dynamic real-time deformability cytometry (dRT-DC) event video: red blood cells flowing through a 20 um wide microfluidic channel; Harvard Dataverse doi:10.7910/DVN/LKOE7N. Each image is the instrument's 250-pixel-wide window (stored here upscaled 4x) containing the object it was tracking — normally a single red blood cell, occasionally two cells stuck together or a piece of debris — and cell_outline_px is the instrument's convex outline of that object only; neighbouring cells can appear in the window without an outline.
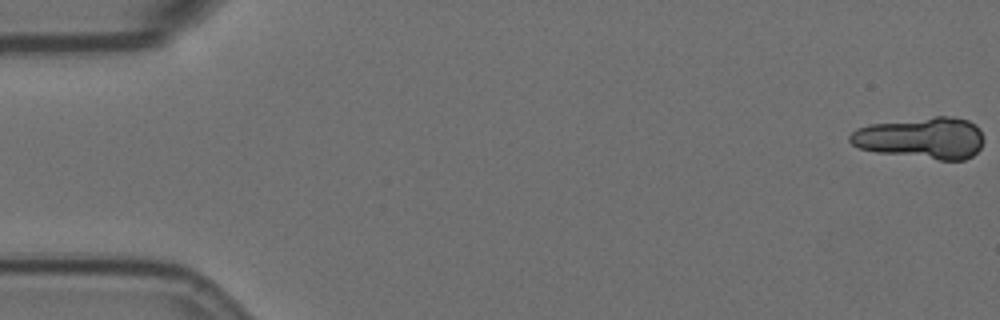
{"species": "Egyptian fruit bat (a non-hibernating species)", "species_latin": "Rousettus aegyptiacus", "temperature_condition": "room temperature", "stored_images_in_passage": 43, "camera_frame_rate_fps": 3000, "um_per_image_px": 0.085, "animal": {"sex": "female"}, "frame": {"image": 1, "passage_image": 1, "time_ms": 0.0, "image_size_px": [1000, 320], "cell_outline_px": [[984, 140], [980, 148], [972, 156], [964, 160], [940, 160], [876, 152], [860, 148], [852, 144], [848, 140], [848, 136], [856, 128], [868, 124], [936, 116], [944, 116], [968, 120], [976, 124], [980, 128]], "centroid_in_image_um": [78.32, 11.73], "position_along_channel_um": 6.7, "area_um2": 32.6}}